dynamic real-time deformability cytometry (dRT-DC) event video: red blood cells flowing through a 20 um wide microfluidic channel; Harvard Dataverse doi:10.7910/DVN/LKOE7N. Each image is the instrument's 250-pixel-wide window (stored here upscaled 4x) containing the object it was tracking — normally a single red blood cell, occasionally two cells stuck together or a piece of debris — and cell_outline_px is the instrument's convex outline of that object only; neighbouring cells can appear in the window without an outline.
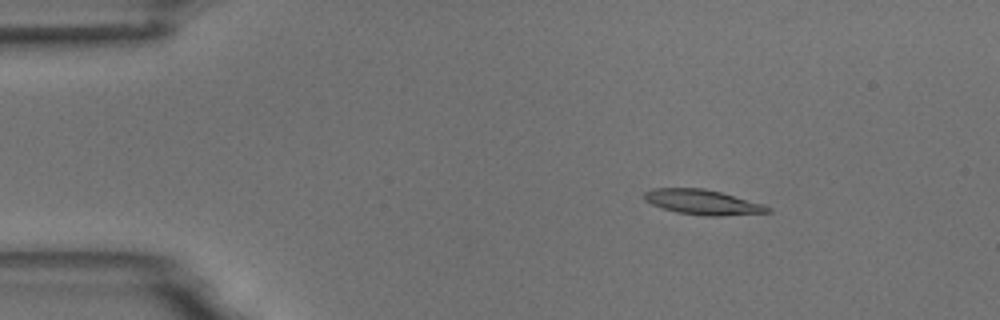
{"species": "common noctule bat (a hibernating species)", "species_latin": "Nyctalus noctula", "temperature_condition": "room temperature", "stored_images_in_passage": 7, "camera_frame_rate_fps": 3000, "um_per_image_px": 0.085, "animal": {"sex": "male", "body_mass_g": 18.8}, "frame": {"image": 1, "passage_image": 2, "time_ms": 1.0, "image_size_px": [1000, 320], "cell_outline_px": [[772, 212], [720, 216], [704, 216], [676, 212], [652, 204], [644, 200], [644, 192], [652, 188], [704, 188], [720, 192], [764, 204], [772, 208]], "centroid_in_image_um": [59.74, 17.18], "position_along_channel_um": 25.3, "area_um2": 17.98}}
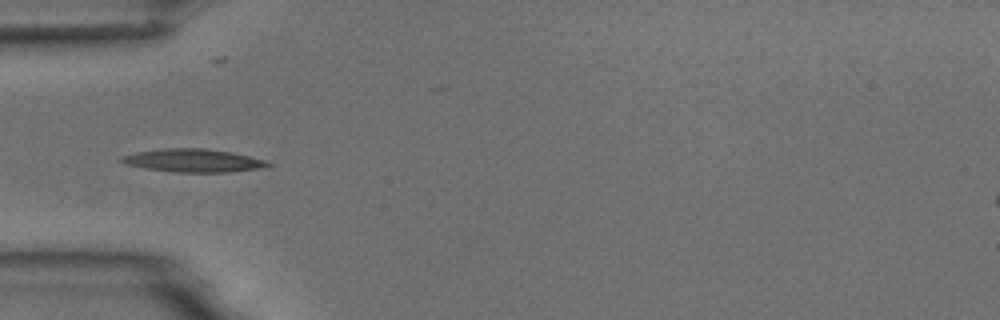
{"frame": {"image": 2, "passage_image": 4, "time_ms": 4.0, "image_size_px": [1000, 320], "cell_outline_px": [[272, 164], [268, 168], [228, 172], [176, 172], [144, 168], [124, 164], [116, 160], [120, 156], [136, 152], [160, 148], [204, 148], [232, 152], [268, 160]], "centroid_in_image_um": [16.43, 13.64], "position_along_channel_um": 68.6, "area_um2": 20.17}}